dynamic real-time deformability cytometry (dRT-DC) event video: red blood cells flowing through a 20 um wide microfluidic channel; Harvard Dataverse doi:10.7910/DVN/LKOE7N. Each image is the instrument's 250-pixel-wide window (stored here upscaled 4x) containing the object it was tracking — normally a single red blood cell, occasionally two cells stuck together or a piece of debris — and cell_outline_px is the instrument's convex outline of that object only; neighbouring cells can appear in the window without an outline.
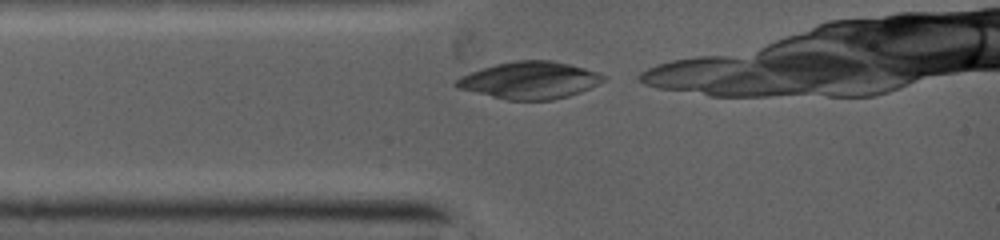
{"species": "common noctule bat (a hibernating species)", "species_latin": "Nyctalus noctula", "temperature_condition": "warm", "stored_images_in_passage": 4, "camera_frame_rate_fps": 5000, "um_per_image_px": 0.085, "animal": {"sex": "female", "body_mass_g": 19.0, "forearm_length_mm": 53.3}, "frame": {"image": 1, "passage_image": 1, "time_ms": 0.0, "image_size_px": [1000, 240], "cell_outline_px": [[608, 80], [580, 92], [568, 96], [552, 100], [508, 100], [460, 88], [452, 84], [460, 76], [496, 64], [516, 60], [552, 60], [584, 68], [596, 72], [604, 76]], "centroid_in_image_um": [45.06, 6.82], "position_along_channel_um": 39.9, "area_um2": 31.44}}
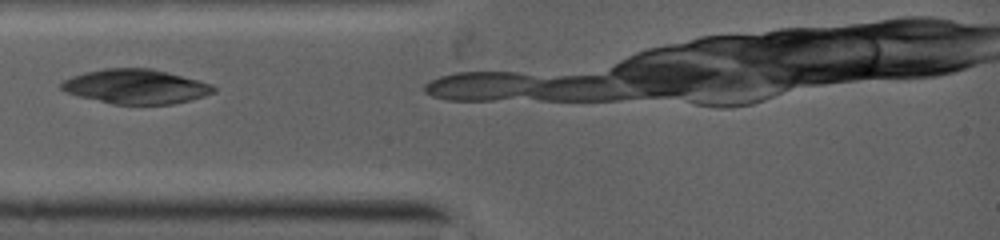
{"frame": {"image": 2, "passage_image": 3, "time_ms": 0.8, "image_size_px": [1000, 240], "cell_outline_px": [[216, 92], [204, 96], [172, 104], [116, 104], [80, 96], [68, 92], [60, 88], [60, 84], [64, 80], [72, 76], [104, 68], [148, 68], [212, 84], [216, 88]], "centroid_in_image_um": [11.55, 7.36], "position_along_channel_um": 73.4, "area_um2": 29.94}}